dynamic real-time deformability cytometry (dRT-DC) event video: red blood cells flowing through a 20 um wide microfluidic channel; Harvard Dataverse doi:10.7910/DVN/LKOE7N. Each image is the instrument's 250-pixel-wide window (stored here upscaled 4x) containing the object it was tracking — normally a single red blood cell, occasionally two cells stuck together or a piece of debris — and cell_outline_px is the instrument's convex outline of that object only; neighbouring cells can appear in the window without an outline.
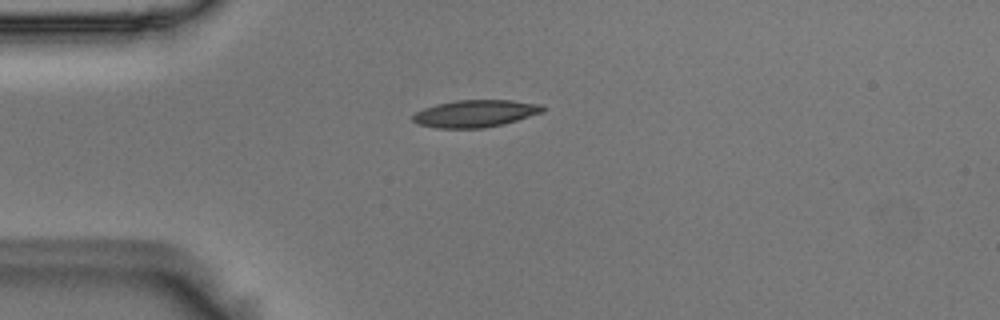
{"species": "Egyptian fruit bat (a non-hibernating species)", "species_latin": "Rousettus aegyptiacus", "temperature_condition": "room temperature", "stored_images_in_passage": 3, "camera_frame_rate_fps": 3000, "um_per_image_px": 0.085, "animal": {"sex": "male"}, "frame": {"image": 1, "passage_image": 1, "time_ms": 0.0, "image_size_px": [1000, 320], "cell_outline_px": [[544, 112], [504, 124], [484, 128], [436, 128], [416, 124], [412, 120], [412, 116], [416, 112], [424, 108], [436, 104], [456, 100], [512, 100], [540, 104], [544, 108]], "centroid_in_image_um": [40.38, 9.65], "position_along_channel_um": 44.6, "area_um2": 20.69}}
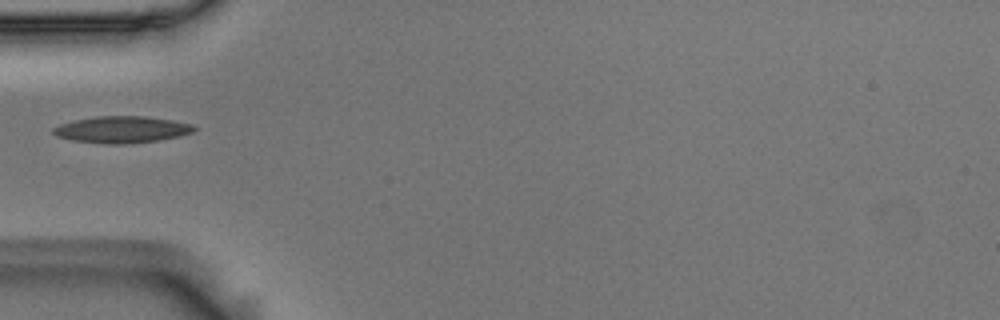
{"frame": {"image": 2, "passage_image": 2, "time_ms": 0.333, "image_size_px": [1000, 320], "cell_outline_px": [[196, 128], [192, 132], [180, 136], [156, 140], [128, 144], [104, 144], [72, 140], [56, 136], [52, 132], [52, 128], [60, 124], [76, 120], [96, 116], [144, 116], [172, 120], [192, 124]], "centroid_in_image_um": [10.33, 11.01], "position_along_channel_um": 74.7, "area_um2": 21.85}}
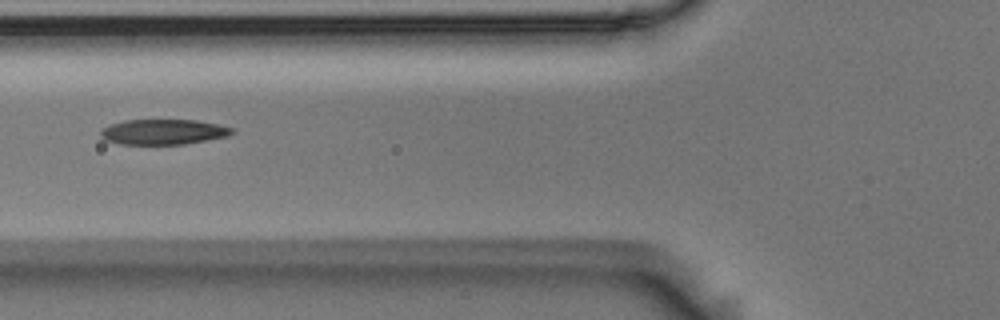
{"frame": {"image": 3, "passage_image": 3, "time_ms": 0.667, "image_size_px": [1000, 320], "cell_outline_px": [[236, 132], [228, 136], [184, 144], [120, 144], [104, 140], [100, 136], [100, 128], [108, 124], [124, 120], [196, 120], [220, 124], [232, 128]], "centroid_in_image_um": [13.85, 11.2], "position_along_channel_um": 112.0, "area_um2": 19.59}}